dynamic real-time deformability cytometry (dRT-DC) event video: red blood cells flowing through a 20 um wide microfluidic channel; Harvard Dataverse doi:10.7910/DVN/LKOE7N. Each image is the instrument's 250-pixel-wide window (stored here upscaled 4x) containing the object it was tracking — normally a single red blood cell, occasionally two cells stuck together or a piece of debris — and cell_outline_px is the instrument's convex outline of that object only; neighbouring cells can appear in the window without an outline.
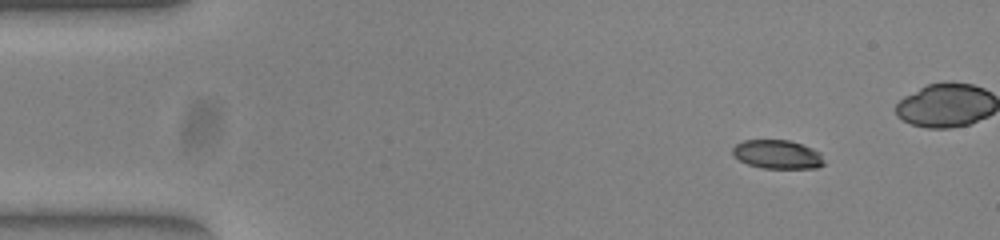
{"species": "common noctule bat (a hibernating species)", "species_latin": "Nyctalus noctula", "temperature_condition": "warm", "stored_images_in_passage": 53, "camera_frame_rate_fps": 3000, "um_per_image_px": 0.085, "animal": {"sex": "female", "body_mass_g": 23.0, "forearm_length_mm": 53.4}, "frame": {"image": 1, "passage_image": 6, "time_ms": 1.667, "image_size_px": [1000, 240], "cell_outline_px": [[824, 164], [816, 168], [760, 168], [748, 164], [732, 156], [732, 148], [736, 144], [744, 140], [788, 140], [812, 148], [820, 152], [824, 160]], "centroid_in_image_um": [66.06, 13.13], "position_along_channel_um": 18.9, "area_um2": 15.37}}
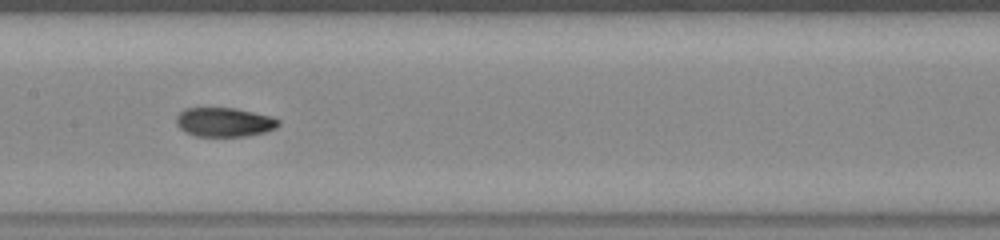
{"frame": {"image": 2, "passage_image": 26, "time_ms": 8.333, "image_size_px": [1000, 240], "cell_outline_px": [[280, 124], [276, 128], [264, 132], [244, 136], [196, 136], [180, 128], [176, 124], [176, 116], [184, 108], [236, 108], [272, 116], [280, 120]], "centroid_in_image_um": [19.08, 10.37], "position_along_channel_um": 188.3, "area_um2": 17.34}}
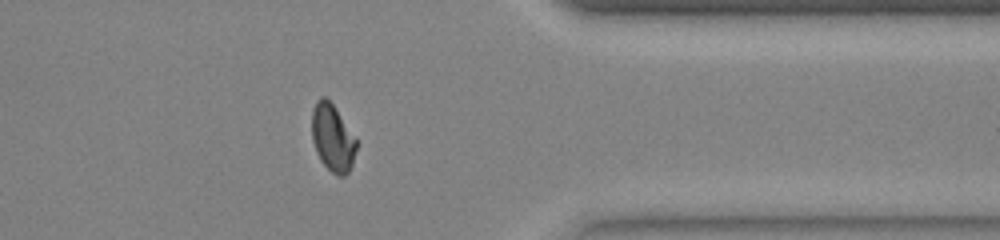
{"frame": {"image": 3, "passage_image": 42, "time_ms": 13.667, "image_size_px": [1000, 240], "cell_outline_px": [[356, 148], [352, 164], [348, 172], [344, 176], [336, 176], [320, 160], [316, 152], [312, 140], [312, 108], [316, 100], [320, 96], [324, 96], [332, 104], [356, 140]], "centroid_in_image_um": [28.23, 11.72], "position_along_channel_um": 383.2, "area_um2": 17.17}, "authors_computed_cell_mechanics": {"area_um2": 17.34, "velocity_mm_per_s": 3.9176, "shape_relaxation_time_tau1_ms": 6.8616, "shape_relaxation_time_tau2_ms": 1.2127, "deformation_change_tau1": 0.2281, "deformation_change_tau2": 0.0482}}